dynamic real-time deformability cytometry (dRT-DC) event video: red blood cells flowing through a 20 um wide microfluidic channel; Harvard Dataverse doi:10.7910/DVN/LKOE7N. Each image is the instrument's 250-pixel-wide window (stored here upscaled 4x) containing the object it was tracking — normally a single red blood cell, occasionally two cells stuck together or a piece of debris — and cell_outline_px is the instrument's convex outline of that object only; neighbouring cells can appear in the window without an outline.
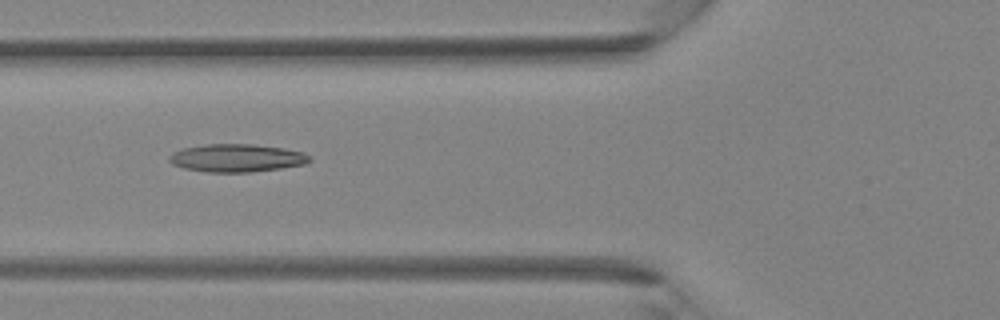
{"species": "Egyptian fruit bat (a non-hibernating species)", "species_latin": "Rousettus aegyptiacus", "temperature_condition": "room temperature", "stored_images_in_passage": 41, "camera_frame_rate_fps": 3000, "um_per_image_px": 0.085, "animal": {"sex": "female"}, "frame": {"image": 1, "passage_image": 16, "time_ms": 5.0, "image_size_px": [1000, 320], "cell_outline_px": [[312, 160], [304, 164], [280, 168], [252, 172], [208, 172], [184, 168], [172, 164], [168, 160], [168, 156], [172, 152], [184, 148], [204, 144], [252, 144], [284, 148], [304, 152]], "centroid_in_image_um": [20.1, 13.42], "position_along_channel_um": 105.7, "area_um2": 22.83}}
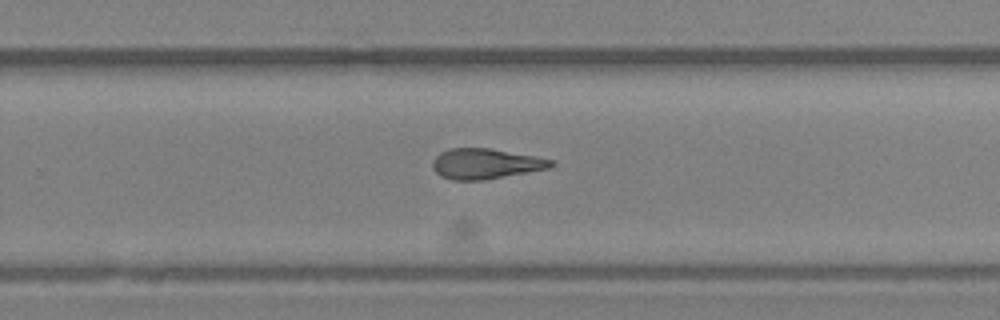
{"frame": {"image": 2, "passage_image": 27, "time_ms": 8.667, "image_size_px": [1000, 320], "cell_outline_px": [[556, 164], [552, 168], [484, 180], [452, 180], [440, 176], [432, 168], [432, 160], [440, 152], [448, 148], [488, 148], [536, 156], [552, 160]], "centroid_in_image_um": [41.27, 13.92], "position_along_channel_um": 288.5, "area_um2": 21.15}}
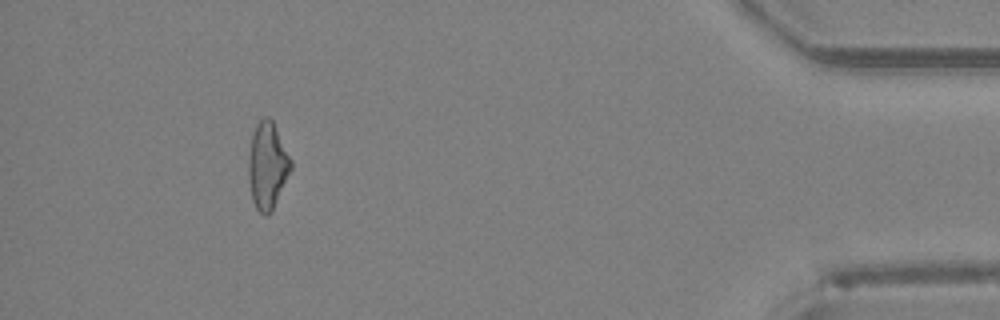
{"frame": {"image": 3, "passage_image": 38, "time_ms": 12.333, "image_size_px": [1000, 320], "cell_outline_px": [[292, 168], [272, 212], [268, 216], [264, 216], [256, 208], [252, 200], [248, 176], [248, 160], [252, 136], [256, 124], [264, 116], [268, 116], [272, 120], [292, 160]], "centroid_in_image_um": [22.73, 14.11], "position_along_channel_um": 412.5, "area_um2": 21.5}}